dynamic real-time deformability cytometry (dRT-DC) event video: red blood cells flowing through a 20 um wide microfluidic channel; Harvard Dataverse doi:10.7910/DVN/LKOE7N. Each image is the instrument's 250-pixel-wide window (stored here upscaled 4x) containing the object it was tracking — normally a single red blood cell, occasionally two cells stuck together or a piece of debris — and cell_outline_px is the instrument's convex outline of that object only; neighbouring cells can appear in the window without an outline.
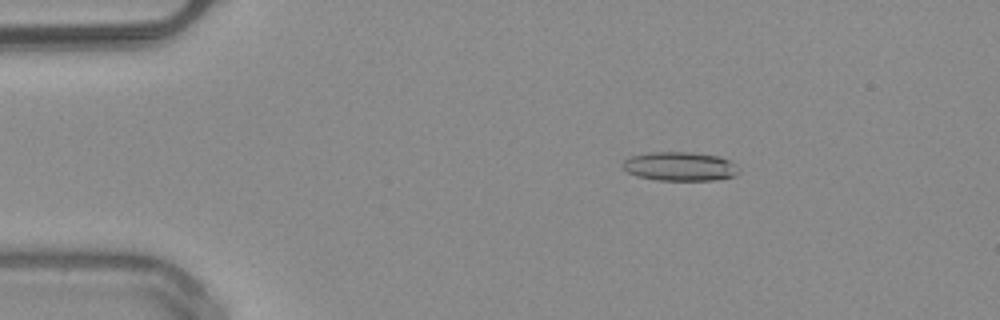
{"species": "common noctule bat (a hibernating species)", "species_latin": "Nyctalus noctula", "temperature_condition": "warm", "stored_images_in_passage": 45, "camera_frame_rate_fps": 3000, "um_per_image_px": 0.085, "animal": {"sex": "male", "body_mass_g": 20.4}, "frame": {"image": 1, "passage_image": 4, "time_ms": 1.0, "image_size_px": [1000, 320], "cell_outline_px": [[740, 172], [736, 176], [712, 180], [656, 180], [636, 176], [628, 172], [620, 164], [624, 160], [632, 156], [648, 152], [688, 152], [720, 156], [736, 164], [740, 168]], "centroid_in_image_um": [57.81, 14.14], "position_along_channel_um": 27.2, "area_um2": 19.77}}
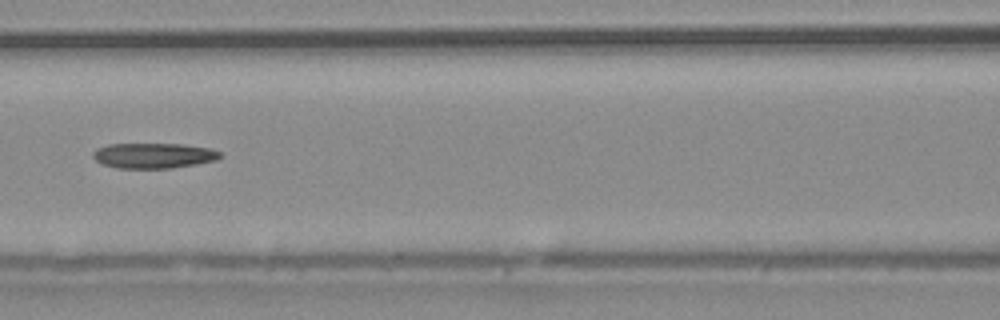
{"frame": {"image": 2, "passage_image": 18, "time_ms": 5.667, "image_size_px": [1000, 320], "cell_outline_px": [[224, 156], [216, 160], [196, 164], [172, 168], [116, 168], [104, 164], [96, 160], [92, 156], [92, 152], [96, 148], [108, 144], [184, 144], [208, 148], [220, 152]], "centroid_in_image_um": [13.05, 13.22], "position_along_channel_um": 153.5, "area_um2": 18.79}}
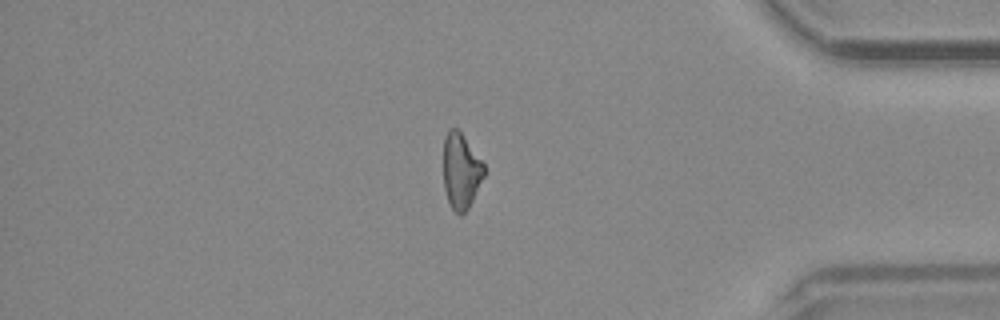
{"frame": {"image": 3, "passage_image": 38, "time_ms": 12.333, "image_size_px": [1000, 320], "cell_outline_px": [[484, 176], [468, 208], [460, 216], [452, 208], [448, 200], [444, 188], [444, 136], [448, 128], [456, 128], [460, 132], [484, 164]], "centroid_in_image_um": [39.17, 14.53], "position_along_channel_um": 396.0, "area_um2": 17.57}, "authors_computed_cell_mechanics": {"area_um2": 19.1896, "velocity_mm_per_s": 4.0685, "shape_relaxation_time_tau1_ms": null, "shape_relaxation_time_tau2_ms": 9.0974, "deformation_change_tau1": null, "deformation_change_tau2": 0.2337}}